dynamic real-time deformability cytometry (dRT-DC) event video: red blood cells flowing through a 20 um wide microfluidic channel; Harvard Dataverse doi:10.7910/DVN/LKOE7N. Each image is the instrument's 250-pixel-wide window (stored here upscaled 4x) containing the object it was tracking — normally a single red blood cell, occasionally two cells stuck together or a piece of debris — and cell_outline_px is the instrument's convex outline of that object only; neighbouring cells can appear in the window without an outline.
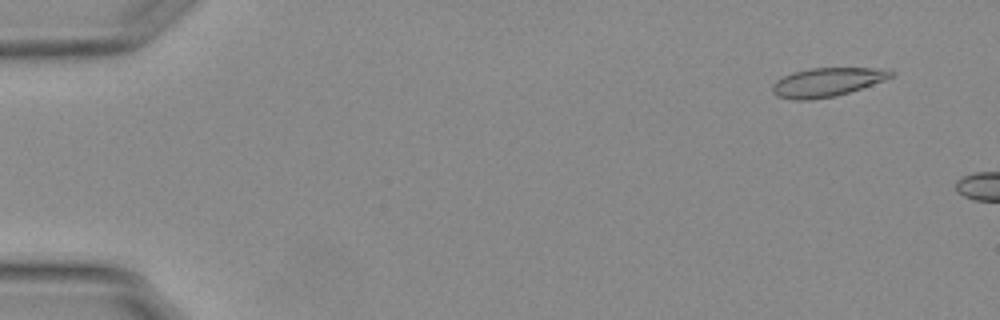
{"species": "Egyptian fruit bat (a non-hibernating species)", "species_latin": "Rousettus aegyptiacus", "temperature_condition": "warm", "stored_images_in_passage": 15, "camera_frame_rate_fps": 3000, "um_per_image_px": 0.085, "animal": {"sex": "female"}, "frame": {"image": 1, "passage_image": 2, "time_ms": 0.333, "image_size_px": [1000, 320], "cell_outline_px": [[896, 72], [892, 76], [884, 80], [836, 96], [808, 100], [796, 100], [776, 96], [772, 92], [772, 84], [776, 80], [792, 72], [812, 68], [872, 68]], "centroid_in_image_um": [70.23, 6.99], "position_along_channel_um": 14.8, "area_um2": 19.65}}
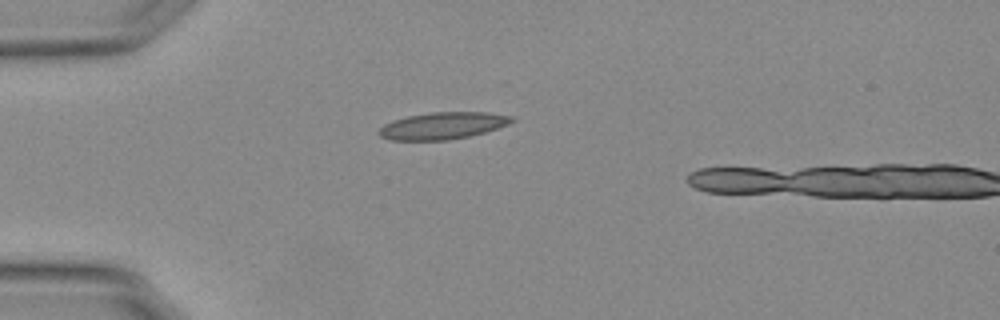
{"frame": {"image": 2, "passage_image": 13, "time_ms": 4.0, "image_size_px": [1000, 320], "cell_outline_px": [[516, 120], [508, 124], [484, 132], [468, 136], [448, 140], [392, 140], [380, 136], [376, 132], [384, 124], [392, 120], [408, 116], [432, 112], [488, 112], [512, 116]], "centroid_in_image_um": [37.61, 10.68], "position_along_channel_um": 47.4, "area_um2": 20.81}}